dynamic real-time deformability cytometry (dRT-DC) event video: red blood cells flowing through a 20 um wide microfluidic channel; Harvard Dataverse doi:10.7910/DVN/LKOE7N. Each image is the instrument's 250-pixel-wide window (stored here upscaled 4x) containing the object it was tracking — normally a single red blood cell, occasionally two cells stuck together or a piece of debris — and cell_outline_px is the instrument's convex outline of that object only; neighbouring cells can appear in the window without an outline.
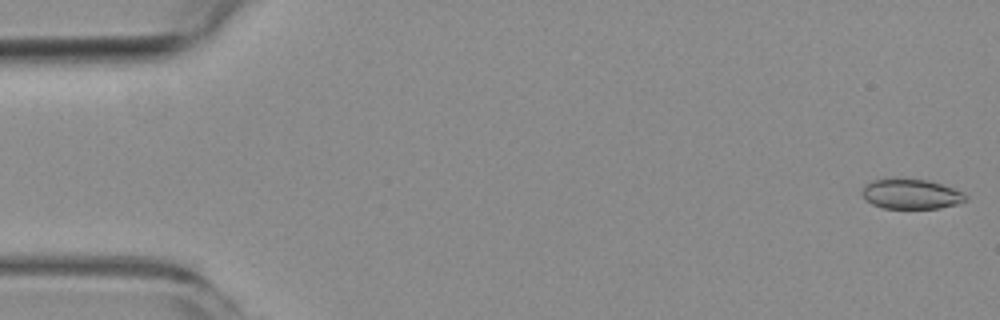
{"species": "common noctule bat (a hibernating species)", "species_latin": "Nyctalus noctula", "temperature_condition": "room temperature", "stored_images_in_passage": 6, "camera_frame_rate_fps": 3000, "um_per_image_px": 0.085, "animal": {"sex": "female", "body_mass_g": 19.3, "forearm_length_mm": 54.1}, "frame": {"image": 1, "passage_image": 1, "time_ms": 0.0, "image_size_px": [1000, 320], "cell_outline_px": [[968, 200], [956, 204], [940, 208], [884, 208], [872, 204], [860, 192], [864, 184], [872, 180], [896, 176], [928, 180], [964, 192], [968, 196]], "centroid_in_image_um": [77.42, 16.45], "position_along_channel_um": 7.6, "area_um2": 18.55}}
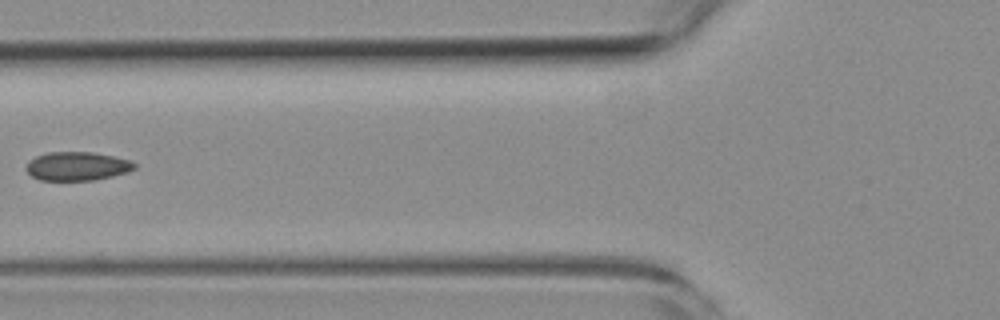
{"frame": {"image": 2, "passage_image": 6, "time_ms": 6.667, "image_size_px": [1000, 320], "cell_outline_px": [[136, 168], [128, 172], [96, 180], [40, 180], [32, 176], [24, 168], [28, 160], [36, 156], [48, 152], [92, 152], [112, 156], [128, 160], [136, 164]], "centroid_in_image_um": [6.53, 14.13], "position_along_channel_um": 119.3, "area_um2": 18.15}}